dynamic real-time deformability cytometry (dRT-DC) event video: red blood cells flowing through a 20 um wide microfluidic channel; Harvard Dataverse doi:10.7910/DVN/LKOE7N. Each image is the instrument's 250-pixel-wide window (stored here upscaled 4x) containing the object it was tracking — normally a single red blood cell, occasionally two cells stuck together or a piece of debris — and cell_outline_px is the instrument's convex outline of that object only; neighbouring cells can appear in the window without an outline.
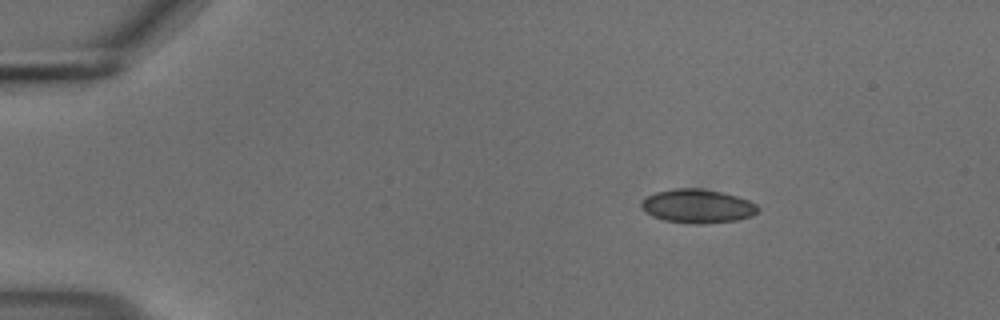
{"species": "common noctule bat (a hibernating species)", "species_latin": "Nyctalus noctula", "temperature_condition": "cold", "stored_images_in_passage": 7, "camera_frame_rate_fps": 3000, "um_per_image_px": 0.085, "animal": {"sex": "male", "body_mass_g": 18.8}, "frame": {"image": 1, "passage_image": 1, "time_ms": 0.0, "image_size_px": [1000, 320], "cell_outline_px": [[760, 208], [752, 216], [736, 220], [700, 224], [688, 224], [664, 220], [652, 216], [644, 212], [640, 204], [648, 196], [656, 192], [672, 188], [704, 188], [736, 196], [748, 200], [756, 204]], "centroid_in_image_um": [59.27, 17.52], "position_along_channel_um": 25.7, "area_um2": 23.0}}